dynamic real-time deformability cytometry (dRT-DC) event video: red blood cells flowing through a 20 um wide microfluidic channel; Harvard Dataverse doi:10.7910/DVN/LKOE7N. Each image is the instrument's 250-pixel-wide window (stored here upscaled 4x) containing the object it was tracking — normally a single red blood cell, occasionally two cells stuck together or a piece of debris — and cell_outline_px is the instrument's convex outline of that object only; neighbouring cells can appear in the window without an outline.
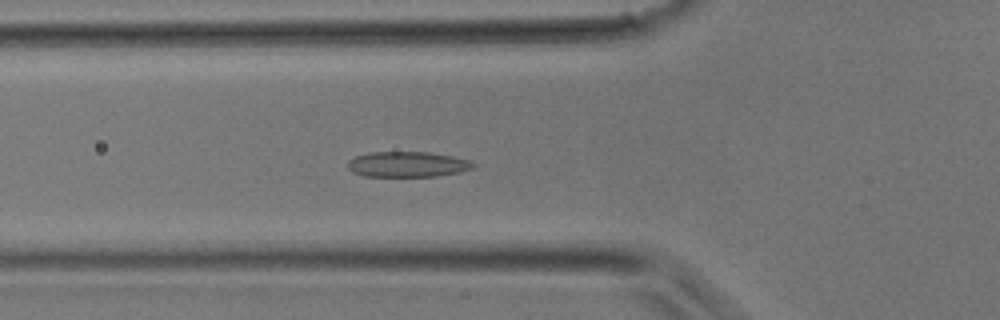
{"species": "common noctule bat (a hibernating species)", "species_latin": "Nyctalus noctula", "temperature_condition": "room temperature", "stored_images_in_passage": 26, "camera_frame_rate_fps": 3000, "um_per_image_px": 0.085, "animal": {"sex": "male", "body_mass_g": 17.9}, "frame": {"image": 1, "passage_image": 3, "time_ms": 0.667, "image_size_px": [1000, 320], "cell_outline_px": [[476, 164], [472, 168], [460, 172], [436, 176], [364, 176], [352, 172], [348, 168], [348, 160], [356, 156], [368, 152], [428, 152], [452, 156], [472, 160]], "centroid_in_image_um": [34.64, 13.96], "position_along_channel_um": 91.2, "area_um2": 18.67}}
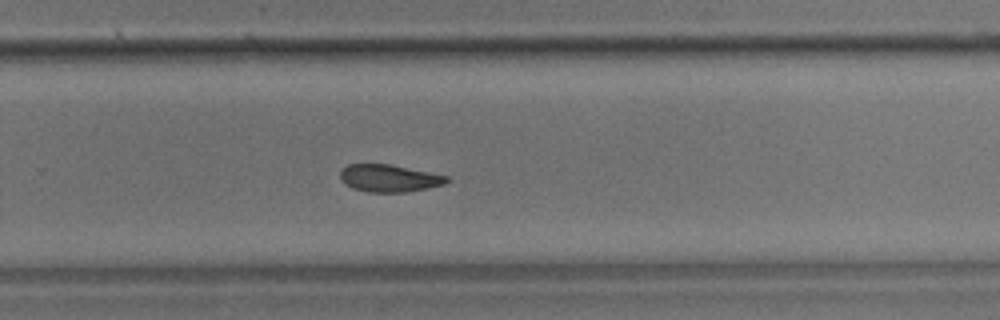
{"frame": {"image": 2, "passage_image": 14, "time_ms": 4.333, "image_size_px": [1000, 320], "cell_outline_px": [[452, 180], [444, 184], [428, 188], [408, 192], [368, 192], [352, 188], [344, 184], [340, 176], [340, 172], [348, 164], [392, 164], [448, 176]], "centroid_in_image_um": [33.1, 15.15], "position_along_channel_um": 296.7, "area_um2": 17.11}}
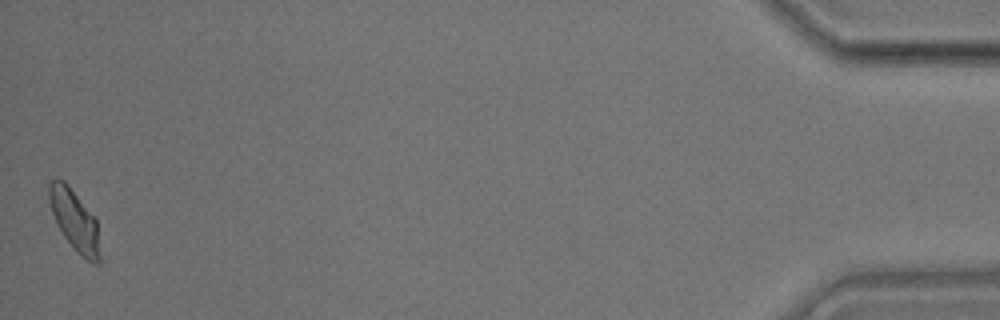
{"frame": {"image": 3, "passage_image": 26, "time_ms": 8.333, "image_size_px": [1000, 320], "cell_outline_px": [[100, 260], [96, 264], [80, 256], [76, 252], [64, 236], [56, 224], [48, 200], [48, 184], [56, 176], [64, 180], [68, 184], [96, 216], [100, 256]], "centroid_in_image_um": [6.33, 18.67], "position_along_channel_um": 428.9, "area_um2": 18.44}}